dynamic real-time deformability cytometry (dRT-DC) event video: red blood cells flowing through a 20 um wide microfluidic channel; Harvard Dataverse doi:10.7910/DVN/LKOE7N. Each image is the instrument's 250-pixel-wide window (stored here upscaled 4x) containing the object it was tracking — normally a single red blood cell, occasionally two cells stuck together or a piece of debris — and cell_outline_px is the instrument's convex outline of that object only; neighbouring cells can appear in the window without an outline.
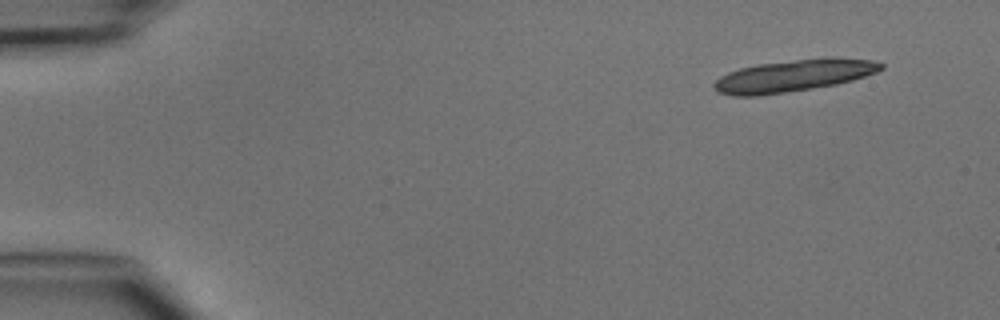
{"species": "common noctule bat (a hibernating species)", "species_latin": "Nyctalus noctula", "temperature_condition": "cold", "stored_images_in_passage": 3, "camera_frame_rate_fps": 3000, "um_per_image_px": 0.085, "animal": {"sex": "male", "body_mass_g": 15.6}, "frame": {"image": 1, "passage_image": 1, "time_ms": 0.0, "image_size_px": [1000, 320], "cell_outline_px": [[884, 68], [876, 72], [852, 80], [836, 84], [784, 92], [756, 96], [736, 96], [720, 92], [712, 84], [720, 76], [728, 72], [740, 68], [756, 64], [824, 56], [836, 56], [872, 60], [884, 64]], "centroid_in_image_um": [67.49, 6.39], "position_along_channel_um": 17.5, "area_um2": 31.21}}